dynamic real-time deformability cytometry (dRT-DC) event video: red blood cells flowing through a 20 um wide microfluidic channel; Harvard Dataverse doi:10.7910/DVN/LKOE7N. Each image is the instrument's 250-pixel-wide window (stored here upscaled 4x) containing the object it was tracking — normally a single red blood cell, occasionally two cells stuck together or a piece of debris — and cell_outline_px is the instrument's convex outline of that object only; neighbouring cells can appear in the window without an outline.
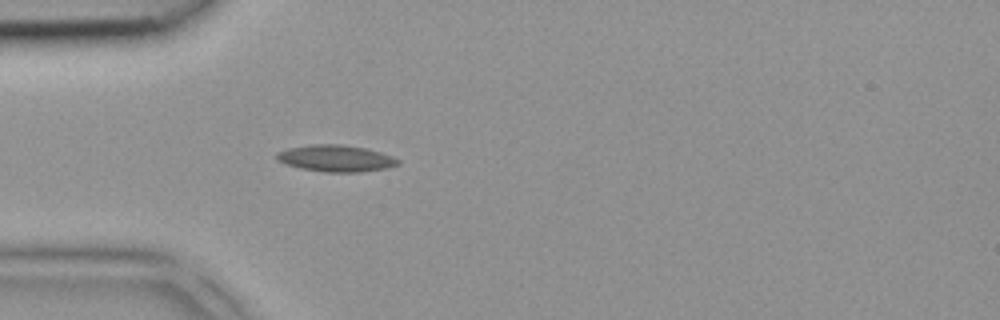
{"species": "common noctule bat (a hibernating species)", "species_latin": "Nyctalus noctula", "temperature_condition": "room temperature", "stored_images_in_passage": 3, "camera_frame_rate_fps": 3000, "um_per_image_px": 0.085, "animal": {"sex": "female", "body_mass_g": 18.4}, "frame": {"image": 1, "passage_image": 3, "time_ms": 0.667, "image_size_px": [1000, 320], "cell_outline_px": [[400, 164], [384, 168], [360, 172], [324, 172], [300, 168], [284, 164], [276, 160], [276, 152], [288, 148], [312, 144], [340, 144], [368, 148], [392, 156], [400, 160]], "centroid_in_image_um": [28.52, 13.45], "position_along_channel_um": 56.5, "area_um2": 18.96}}